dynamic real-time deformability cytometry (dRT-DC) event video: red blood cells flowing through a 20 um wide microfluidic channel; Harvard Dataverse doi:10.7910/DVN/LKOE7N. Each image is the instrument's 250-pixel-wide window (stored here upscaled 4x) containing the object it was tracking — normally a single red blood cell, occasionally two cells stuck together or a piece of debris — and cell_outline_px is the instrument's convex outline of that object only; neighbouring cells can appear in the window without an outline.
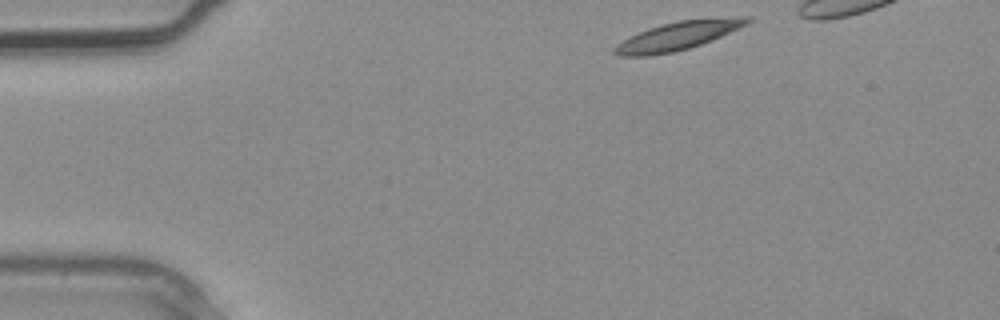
{"species": "common noctule bat (a hibernating species)", "species_latin": "Nyctalus noctula", "temperature_condition": "warm", "stored_images_in_passage": 2, "camera_frame_rate_fps": 3000, "um_per_image_px": 0.085, "animal": {"sex": "male", "body_mass_g": 20.4}, "frame": {"image": 1, "passage_image": 1, "time_ms": 0.0, "image_size_px": [1000, 320], "cell_outline_px": [[752, 20], [748, 24], [740, 28], [712, 40], [688, 48], [672, 52], [648, 56], [620, 56], [612, 52], [612, 48], [616, 44], [648, 28], [680, 20], [740, 16], [752, 16]], "centroid_in_image_um": [57.66, 3.04], "position_along_channel_um": 27.3, "area_um2": 21.85}}